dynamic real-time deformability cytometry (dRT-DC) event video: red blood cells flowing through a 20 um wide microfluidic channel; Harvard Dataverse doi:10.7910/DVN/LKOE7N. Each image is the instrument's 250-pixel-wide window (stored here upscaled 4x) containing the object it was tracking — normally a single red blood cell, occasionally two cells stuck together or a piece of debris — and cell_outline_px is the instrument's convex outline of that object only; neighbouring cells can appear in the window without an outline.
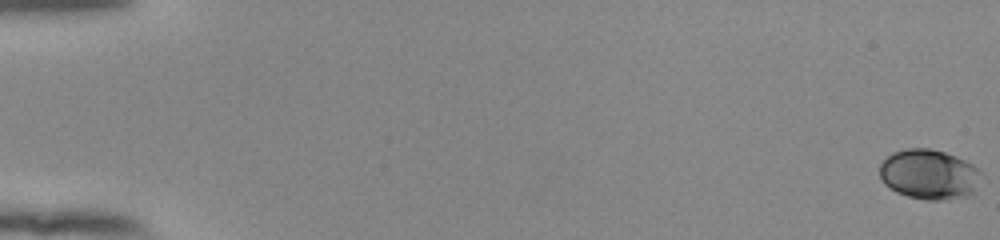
{"species": "human", "species_latin": "Homo sapiens", "temperature_condition": "room temperature", "stored_images_in_passage": 55, "camera_frame_rate_fps": 3000, "um_per_image_px": 0.085, "donor": {"sex": "female"}, "frame": {"image": 1, "passage_image": 1, "time_ms": 0.0, "image_size_px": [1000, 240], "cell_outline_px": [[984, 176], [972, 196], [944, 200], [928, 200], [908, 196], [896, 192], [888, 188], [884, 184], [880, 176], [880, 164], [892, 152], [908, 148], [928, 148], [944, 152], [956, 156], [980, 168]], "centroid_in_image_um": [79.03, 14.84], "position_along_channel_um": 6.0, "area_um2": 30.11}}
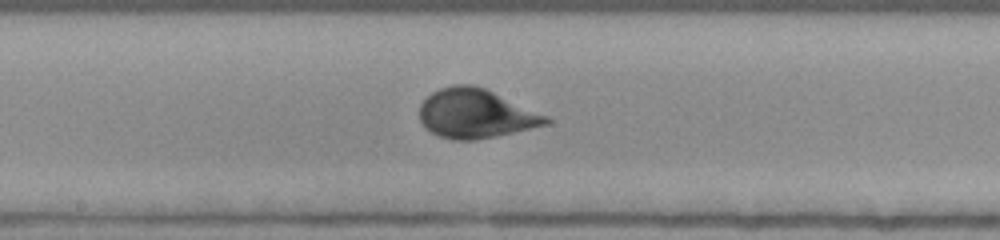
{"frame": {"image": 2, "passage_image": 31, "time_ms": 10.0, "image_size_px": [1000, 240], "cell_outline_px": [[552, 120], [548, 124], [496, 136], [476, 140], [452, 140], [440, 136], [424, 128], [420, 120], [420, 104], [432, 92], [440, 88], [452, 84], [472, 84], [484, 88], [548, 116]], "centroid_in_image_um": [40.41, 9.66], "position_along_channel_um": 207.8, "area_um2": 36.07}}
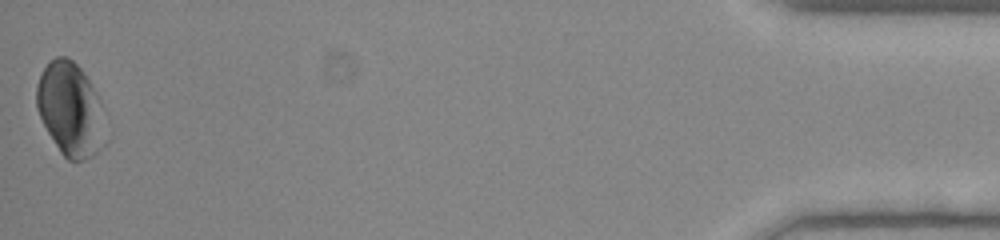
{"frame": {"image": 3, "passage_image": 55, "time_ms": 18.0, "image_size_px": [1000, 240], "cell_outline_px": [[112, 136], [92, 156], [84, 160], [68, 160], [60, 152], [48, 132], [36, 108], [36, 84], [40, 72], [56, 56], [68, 56], [84, 72], [96, 92], [100, 100]], "centroid_in_image_um": [6.05, 9.32], "position_along_channel_um": 429.2, "area_um2": 38.44}}